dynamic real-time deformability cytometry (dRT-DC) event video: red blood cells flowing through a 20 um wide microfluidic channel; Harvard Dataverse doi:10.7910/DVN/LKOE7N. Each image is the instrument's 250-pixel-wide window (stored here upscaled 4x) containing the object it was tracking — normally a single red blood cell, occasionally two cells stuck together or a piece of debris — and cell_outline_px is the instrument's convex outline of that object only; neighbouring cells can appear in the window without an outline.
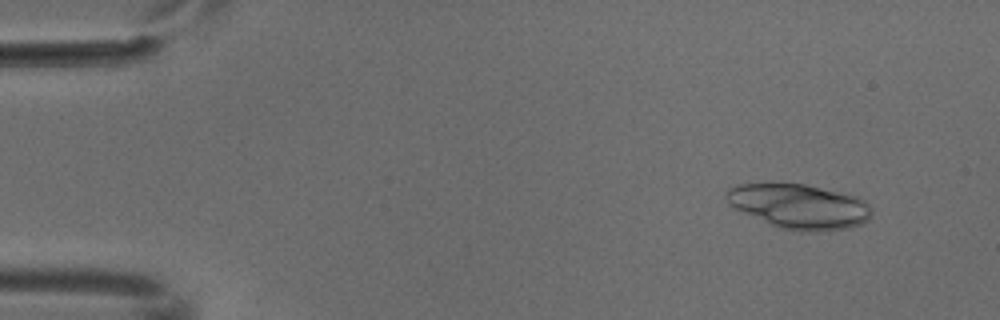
{"species": "common noctule bat (a hibernating species)", "species_latin": "Nyctalus noctula", "temperature_condition": "cold", "stored_images_in_passage": 7, "segment_of_instrument_passage": [1, 2], "camera_frame_rate_fps": 3000, "um_per_image_px": 0.085, "animal": {"sex": "male", "body_mass_g": 18.8}, "frame": {"image": 1, "passage_image": 2, "time_ms": 0.333, "image_size_px": [1000, 320], "cell_outline_px": [[872, 216], [864, 224], [848, 228], [816, 232], [800, 232], [780, 228], [744, 212], [728, 204], [724, 196], [728, 188], [736, 184], [804, 184], [860, 196], [872, 208]], "centroid_in_image_um": [67.99, 17.55], "position_along_channel_um": 17.0, "area_um2": 38.03}}